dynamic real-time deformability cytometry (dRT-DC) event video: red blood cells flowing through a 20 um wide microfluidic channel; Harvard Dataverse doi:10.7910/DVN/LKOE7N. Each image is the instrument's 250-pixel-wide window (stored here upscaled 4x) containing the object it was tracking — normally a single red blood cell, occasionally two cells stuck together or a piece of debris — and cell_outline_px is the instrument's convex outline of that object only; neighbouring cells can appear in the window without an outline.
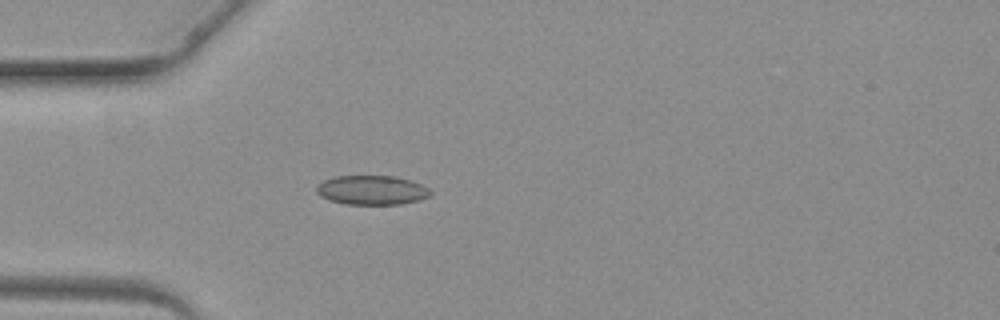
{"species": "common noctule bat (a hibernating species)", "species_latin": "Nyctalus noctula", "temperature_condition": "warm", "stored_images_in_passage": 2, "camera_frame_rate_fps": 3000, "um_per_image_px": 0.085, "animal": {"sex": "female", "body_mass_g": 19.3, "forearm_length_mm": 54.1}, "frame": {"image": 1, "passage_image": 2, "time_ms": 2.333, "image_size_px": [1000, 320], "cell_outline_px": [[432, 192], [428, 196], [416, 200], [400, 204], [344, 204], [328, 200], [320, 196], [316, 192], [316, 184], [324, 180], [336, 176], [396, 176], [412, 180], [428, 188]], "centroid_in_image_um": [31.55, 16.15], "position_along_channel_um": 53.4, "area_um2": 19.48}}